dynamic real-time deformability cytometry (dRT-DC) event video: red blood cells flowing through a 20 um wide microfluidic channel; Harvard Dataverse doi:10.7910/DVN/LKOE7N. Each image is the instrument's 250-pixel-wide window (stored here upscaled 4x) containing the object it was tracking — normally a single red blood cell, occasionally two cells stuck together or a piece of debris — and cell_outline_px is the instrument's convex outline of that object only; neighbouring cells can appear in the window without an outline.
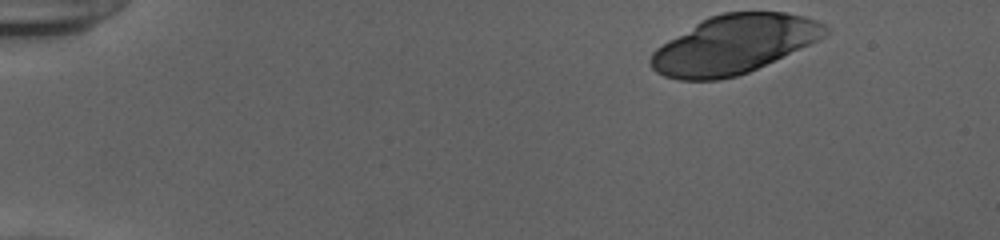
{"species": "human", "species_latin": "Homo sapiens", "temperature_condition": "cold", "stored_images_in_passage": 47, "camera_frame_rate_fps": 3000, "um_per_image_px": 0.085, "donor": {"sex": "female"}, "frame": {"image": 1, "passage_image": 1, "time_ms": 0.0, "image_size_px": [1000, 240], "cell_outline_px": [[828, 32], [820, 40], [748, 72], [736, 76], [720, 80], [680, 80], [664, 76], [656, 72], [652, 68], [648, 60], [652, 52], [656, 48], [668, 40], [700, 20], [708, 16], [724, 12], [784, 12], [804, 16], [816, 20], [824, 24], [828, 28]], "centroid_in_image_um": [62.37, 3.78], "position_along_channel_um": 22.6, "area_um2": 59.65}}